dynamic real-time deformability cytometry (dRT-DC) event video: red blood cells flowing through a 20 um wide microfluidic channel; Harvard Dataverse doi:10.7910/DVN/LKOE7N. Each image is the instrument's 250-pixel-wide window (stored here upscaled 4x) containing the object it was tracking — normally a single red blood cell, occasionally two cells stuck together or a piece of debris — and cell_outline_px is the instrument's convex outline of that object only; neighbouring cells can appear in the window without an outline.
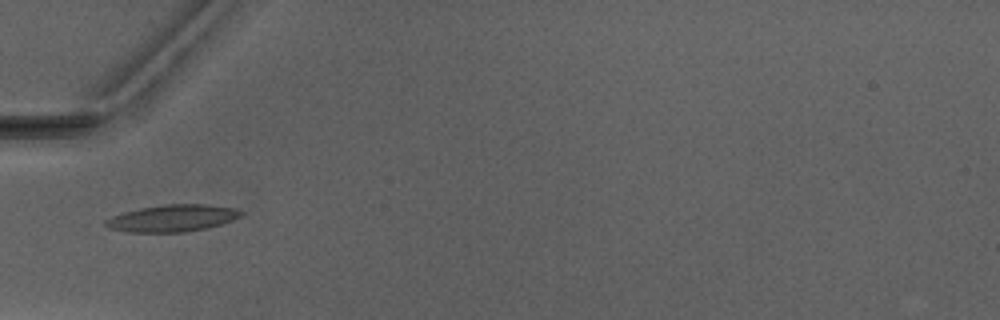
{"species": "Egyptian fruit bat (a non-hibernating species)", "species_latin": "Rousettus aegyptiacus", "temperature_condition": "warm", "stored_images_in_passage": 5, "camera_frame_rate_fps": 3000, "um_per_image_px": 0.085, "animal": {"sex": "male"}, "frame": {"image": 1, "passage_image": 4, "time_ms": 3.667, "image_size_px": [1000, 320], "cell_outline_px": [[244, 212], [240, 216], [232, 220], [220, 224], [204, 228], [184, 232], [132, 232], [108, 228], [104, 224], [104, 220], [112, 216], [124, 212], [140, 208], [164, 204], [208, 204], [232, 208]], "centroid_in_image_um": [14.62, 18.54], "position_along_channel_um": 70.4, "area_um2": 21.04}}
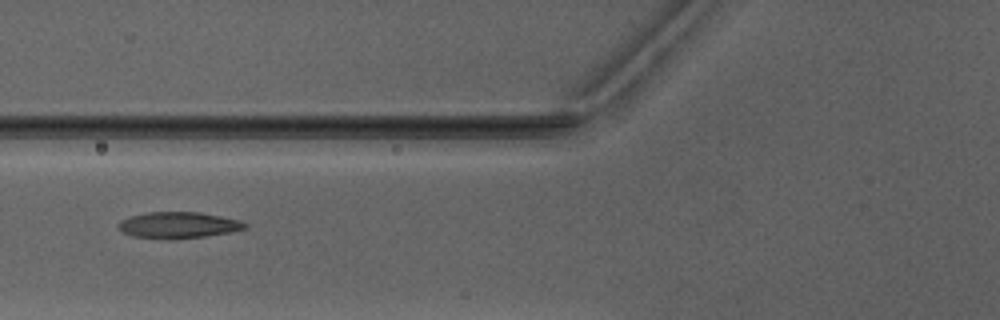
{"frame": {"image": 2, "passage_image": 5, "time_ms": 4.667, "image_size_px": [1000, 320], "cell_outline_px": [[248, 228], [232, 232], [204, 236], [168, 240], [164, 240], [132, 236], [116, 228], [116, 224], [120, 220], [132, 216], [148, 212], [200, 212], [240, 220], [248, 224]], "centroid_in_image_um": [15.15, 19.14], "position_along_channel_um": 110.7, "area_um2": 19.65}}